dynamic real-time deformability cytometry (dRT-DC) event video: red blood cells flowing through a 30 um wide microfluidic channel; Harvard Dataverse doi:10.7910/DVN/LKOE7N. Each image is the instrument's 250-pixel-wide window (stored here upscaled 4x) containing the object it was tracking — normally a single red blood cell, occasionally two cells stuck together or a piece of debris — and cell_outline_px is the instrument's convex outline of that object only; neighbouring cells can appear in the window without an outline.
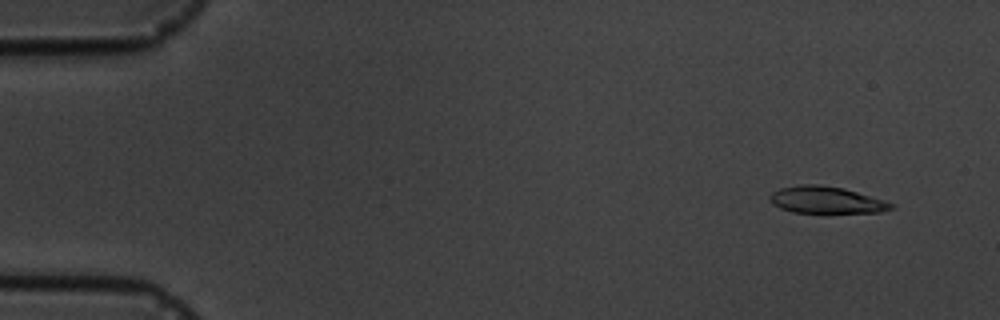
{"species": "common noctule bat (a hibernating species)", "species_latin": "Nyctalus noctula", "temperature_condition": "cold", "stored_images_in_passage": 6, "camera_frame_rate_fps": 3000, "um_per_image_px": 0.085, "animal": {"sex": "male", "body_mass_g": 19.5, "forearm_length_mm": 54.6}, "frame": {"image": 1, "passage_image": 2, "time_ms": 1.0, "image_size_px": [1000, 320], "cell_outline_px": [[896, 208], [880, 212], [792, 212], [780, 208], [772, 204], [768, 200], [768, 196], [772, 192], [780, 188], [800, 184], [816, 184], [844, 188], [884, 200], [896, 204]], "centroid_in_image_um": [70.22, 16.99], "position_along_channel_um": 14.8, "area_um2": 19.07}}
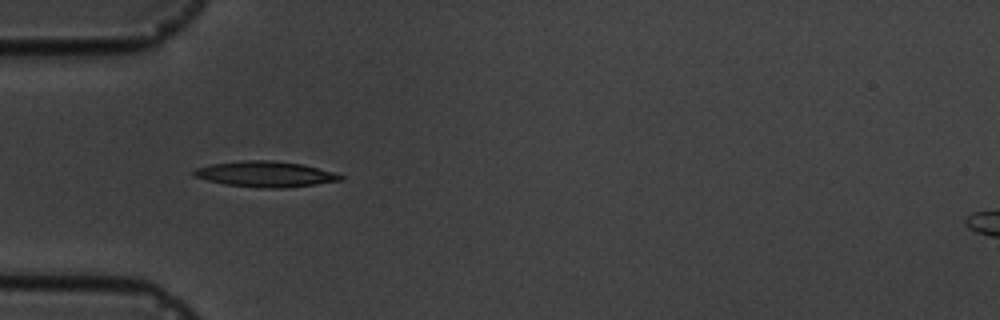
{"frame": {"image": 2, "passage_image": 5, "time_ms": 5.333, "image_size_px": [1000, 320], "cell_outline_px": [[344, 180], [316, 184], [284, 188], [260, 188], [224, 184], [192, 176], [192, 172], [196, 168], [212, 164], [240, 160], [272, 160], [304, 164], [336, 172], [344, 176]], "centroid_in_image_um": [22.6, 14.79], "position_along_channel_um": 62.4, "area_um2": 22.2}}
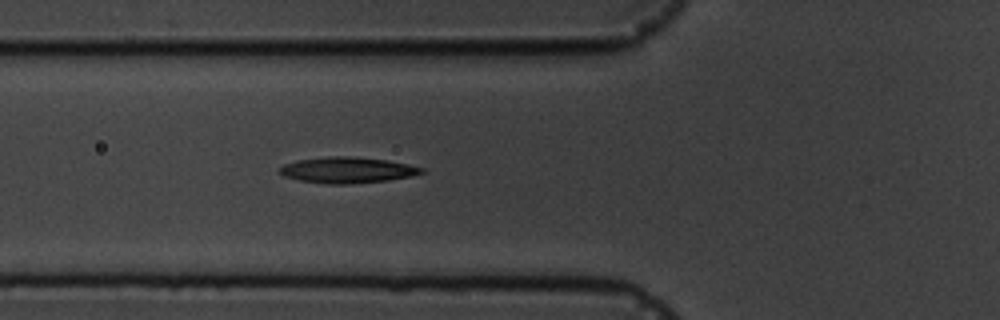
{"frame": {"image": 3, "passage_image": 6, "time_ms": 6.333, "image_size_px": [1000, 320], "cell_outline_px": [[424, 172], [412, 176], [388, 180], [348, 184], [324, 184], [300, 180], [284, 176], [276, 172], [284, 164], [296, 160], [328, 156], [348, 156], [388, 160], [408, 164], [424, 168]], "centroid_in_image_um": [29.5, 14.45], "position_along_channel_um": 96.3, "area_um2": 21.56}}